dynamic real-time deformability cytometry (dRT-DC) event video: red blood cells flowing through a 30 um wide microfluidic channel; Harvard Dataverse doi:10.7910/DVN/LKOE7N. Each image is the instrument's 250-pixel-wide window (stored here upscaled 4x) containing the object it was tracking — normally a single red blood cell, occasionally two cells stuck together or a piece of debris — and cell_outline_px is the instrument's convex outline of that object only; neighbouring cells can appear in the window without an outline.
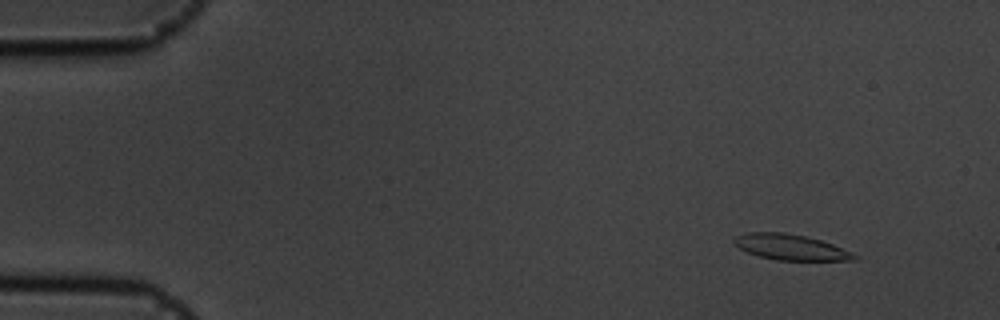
{"species": "common noctule bat (a hibernating species)", "species_latin": "Nyctalus noctula", "temperature_condition": "cold", "stored_images_in_passage": 52, "camera_frame_rate_fps": 3000, "um_per_image_px": 0.085, "animal": {"sex": "male", "body_mass_g": 19.5, "forearm_length_mm": 54.6}, "frame": {"image": 1, "passage_image": 1, "time_ms": 0.0, "image_size_px": [1000, 320], "cell_outline_px": [[860, 256], [856, 260], [776, 260], [760, 256], [748, 252], [740, 248], [732, 240], [736, 236], [748, 232], [784, 232], [804, 236], [820, 240], [832, 244], [852, 252]], "centroid_in_image_um": [67.23, 21.01], "position_along_channel_um": 17.8, "area_um2": 17.8}}
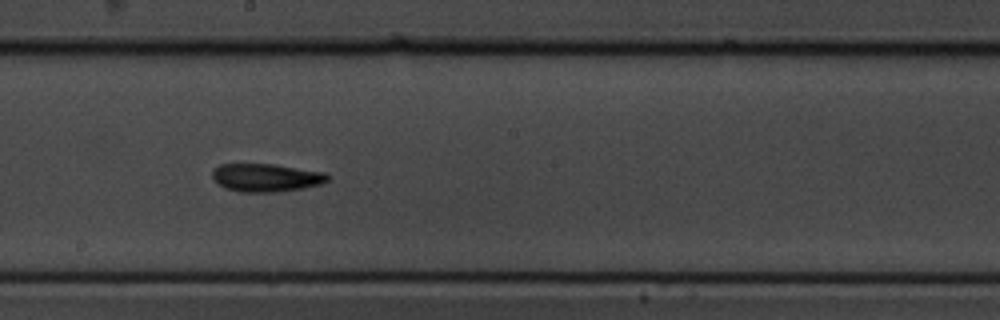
{"frame": {"image": 2, "passage_image": 27, "time_ms": 8.667, "image_size_px": [1000, 320], "cell_outline_px": [[328, 180], [320, 184], [304, 188], [276, 192], [240, 192], [224, 188], [212, 180], [212, 172], [220, 164], [276, 164], [324, 172], [328, 176]], "centroid_in_image_um": [22.59, 15.1], "position_along_channel_um": 225.6, "area_um2": 18.96}}
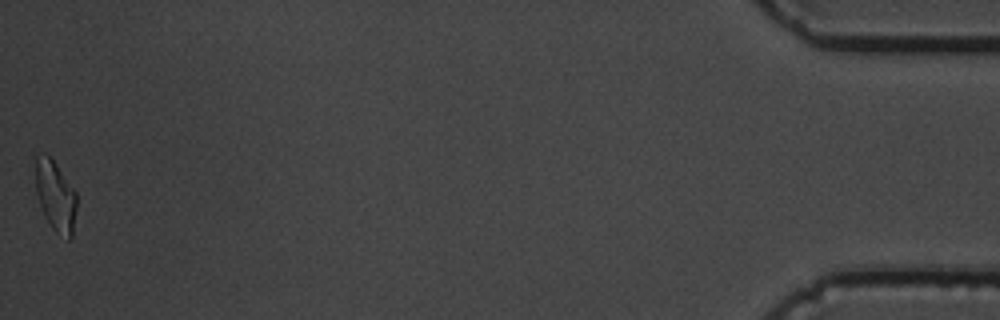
{"frame": {"image": 3, "passage_image": 52, "time_ms": 17.0, "image_size_px": [1000, 320], "cell_outline_px": [[76, 208], [72, 236], [68, 240], [56, 232], [52, 228], [44, 216], [36, 192], [36, 156], [44, 152], [56, 164], [76, 192]], "centroid_in_image_um": [4.72, 16.68], "position_along_channel_um": 430.5, "area_um2": 16.7}, "authors_computed_cell_mechanics": {"area_um2": 17.9469, "velocity_mm_per_s": 3.5642, "shape_relaxation_time_tau1_ms": 3.9119, "shape_relaxation_time_tau2_ms": 2.7918, "deformation_change_tau1": 0.1046, "deformation_change_tau2": 0.1025}}